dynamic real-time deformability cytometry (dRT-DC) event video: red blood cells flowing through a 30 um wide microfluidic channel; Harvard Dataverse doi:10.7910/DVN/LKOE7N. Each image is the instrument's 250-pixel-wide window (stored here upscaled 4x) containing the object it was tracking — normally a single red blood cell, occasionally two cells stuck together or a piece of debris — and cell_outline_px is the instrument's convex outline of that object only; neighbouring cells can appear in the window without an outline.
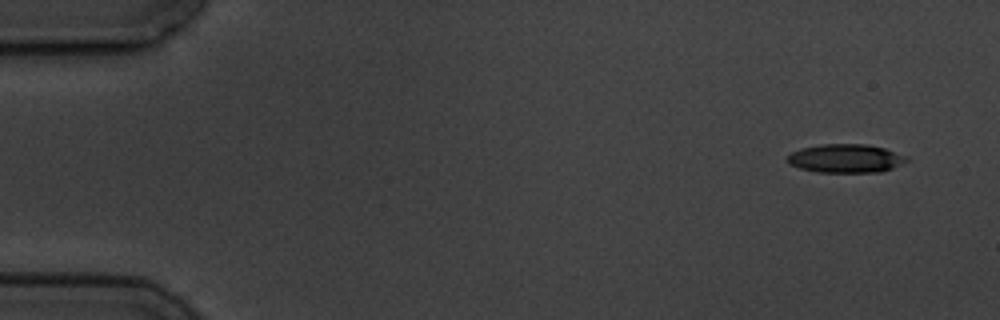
{"species": "common noctule bat (a hibernating species)", "species_latin": "Nyctalus noctula", "temperature_condition": "cold", "stored_images_in_passage": 4, "camera_frame_rate_fps": 3000, "um_per_image_px": 0.085, "animal": {"sex": "male", "body_mass_g": 19.5, "forearm_length_mm": 54.6}, "frame": {"image": 1, "passage_image": 1, "time_ms": 0.0, "image_size_px": [1000, 320], "cell_outline_px": [[908, 160], [904, 164], [880, 172], [816, 172], [800, 168], [788, 164], [788, 156], [792, 152], [800, 148], [820, 144], [868, 144], [884, 148], [908, 156]], "centroid_in_image_um": [71.9, 13.46], "position_along_channel_um": 13.1, "area_um2": 20.0}}
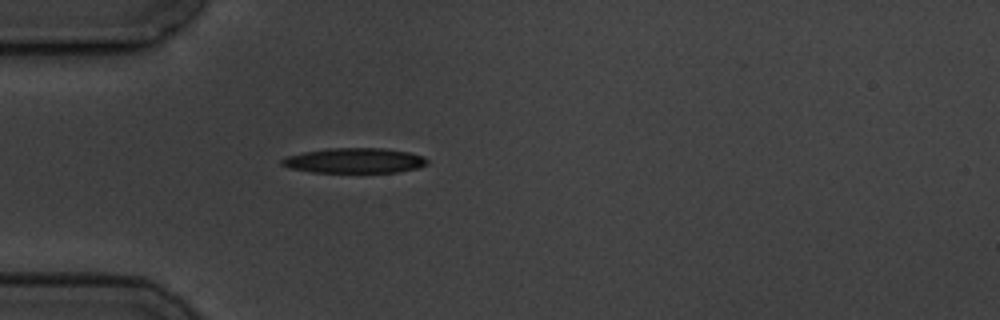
{"frame": {"image": 2, "passage_image": 4, "time_ms": 4.333, "image_size_px": [1000, 320], "cell_outline_px": [[428, 164], [416, 168], [396, 172], [312, 172], [288, 168], [280, 164], [280, 160], [284, 156], [304, 152], [328, 148], [380, 148], [408, 152], [424, 156], [428, 160]], "centroid_in_image_um": [30.08, 13.65], "position_along_channel_um": 54.9, "area_um2": 21.27}}